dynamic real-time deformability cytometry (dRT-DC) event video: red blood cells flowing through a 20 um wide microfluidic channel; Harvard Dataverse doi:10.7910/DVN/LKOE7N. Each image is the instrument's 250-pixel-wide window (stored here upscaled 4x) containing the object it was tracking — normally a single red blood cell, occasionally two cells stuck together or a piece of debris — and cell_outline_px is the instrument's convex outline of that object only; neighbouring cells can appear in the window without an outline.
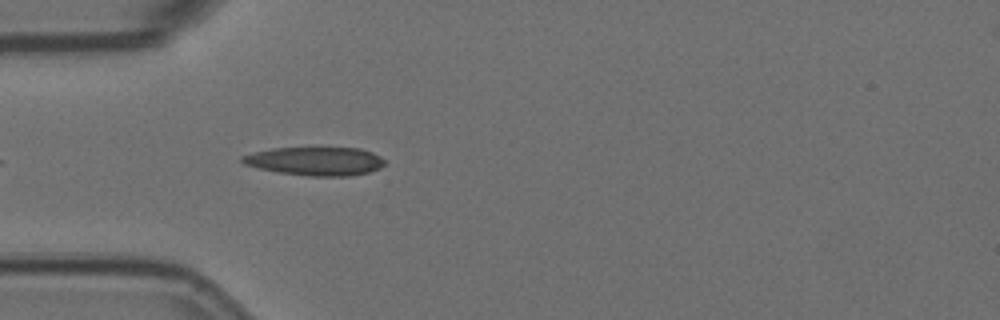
{"species": "Egyptian fruit bat (a non-hibernating species)", "species_latin": "Rousettus aegyptiacus", "temperature_condition": "room temperature", "stored_images_in_passage": 4, "camera_frame_rate_fps": 3000, "um_per_image_px": 0.085, "animal": {"sex": "female"}, "frame": {"image": 1, "passage_image": 4, "time_ms": 1.0, "image_size_px": [1000, 320], "cell_outline_px": [[384, 164], [380, 168], [368, 172], [348, 176], [308, 176], [280, 172], [256, 168], [244, 164], [240, 160], [240, 156], [272, 148], [360, 148], [372, 152], [380, 156], [384, 160]], "centroid_in_image_um": [26.79, 13.7], "position_along_channel_um": 58.2, "area_um2": 23.58}}